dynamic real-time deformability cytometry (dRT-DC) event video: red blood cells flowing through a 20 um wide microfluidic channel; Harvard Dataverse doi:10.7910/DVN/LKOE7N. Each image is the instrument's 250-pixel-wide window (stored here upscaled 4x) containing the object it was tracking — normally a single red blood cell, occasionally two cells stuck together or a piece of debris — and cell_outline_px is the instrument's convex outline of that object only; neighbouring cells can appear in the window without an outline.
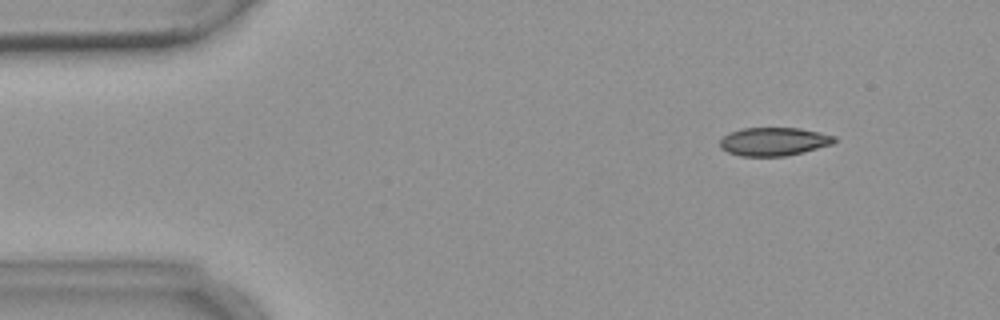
{"species": "common noctule bat (a hibernating species)", "species_latin": "Nyctalus noctula", "temperature_condition": "warm", "stored_images_in_passage": 9, "camera_frame_rate_fps": 3000, "um_per_image_px": 0.085, "animal": {"sex": "female", "body_mass_g": 18.4}, "frame": {"image": 1, "passage_image": 2, "time_ms": 1.333, "image_size_px": [1000, 320], "cell_outline_px": [[836, 140], [832, 144], [804, 152], [784, 156], [740, 156], [728, 152], [720, 148], [720, 140], [728, 132], [740, 128], [800, 128], [820, 132], [836, 136]], "centroid_in_image_um": [65.76, 12.02], "position_along_channel_um": 19.2, "area_um2": 19.02}}
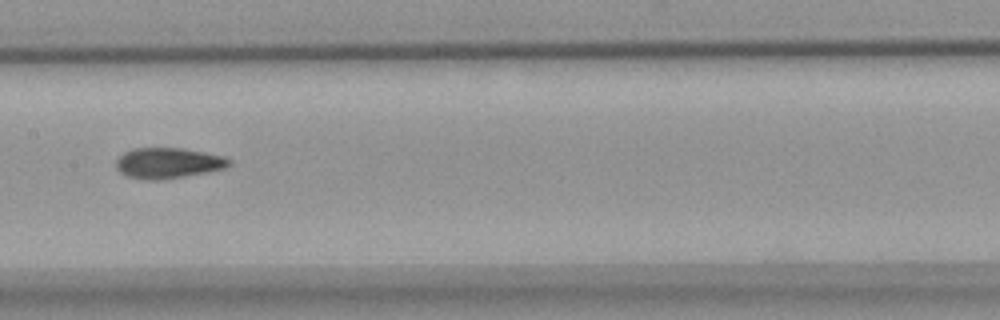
{"frame": {"image": 2, "passage_image": 8, "time_ms": 8.333, "image_size_px": [1000, 320], "cell_outline_px": [[232, 164], [224, 168], [208, 172], [184, 176], [156, 180], [144, 180], [128, 176], [120, 172], [116, 168], [116, 160], [124, 152], [132, 148], [184, 148], [224, 156], [232, 160]], "centroid_in_image_um": [14.3, 13.85], "position_along_channel_um": 193.1, "area_um2": 20.23}}
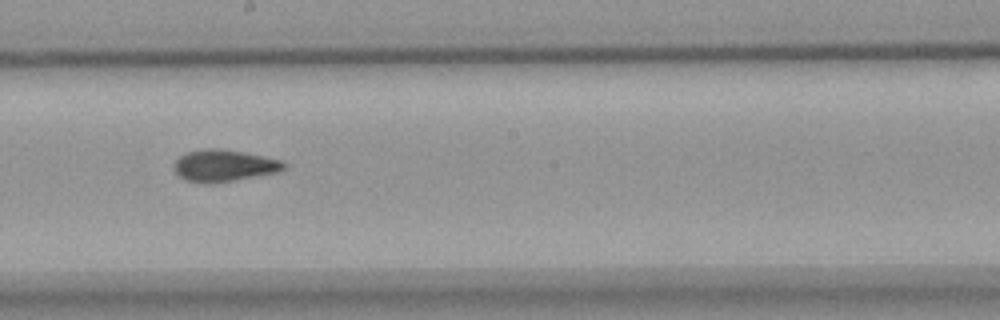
{"frame": {"image": 3, "passage_image": 9, "time_ms": 9.333, "image_size_px": [1000, 320], "cell_outline_px": [[288, 164], [280, 172], [208, 184], [188, 180], [180, 176], [176, 172], [176, 160], [180, 156], [188, 152], [204, 148], [220, 148], [244, 152], [284, 160]], "centroid_in_image_um": [19.12, 14.06], "position_along_channel_um": 229.1, "area_um2": 20.23}}